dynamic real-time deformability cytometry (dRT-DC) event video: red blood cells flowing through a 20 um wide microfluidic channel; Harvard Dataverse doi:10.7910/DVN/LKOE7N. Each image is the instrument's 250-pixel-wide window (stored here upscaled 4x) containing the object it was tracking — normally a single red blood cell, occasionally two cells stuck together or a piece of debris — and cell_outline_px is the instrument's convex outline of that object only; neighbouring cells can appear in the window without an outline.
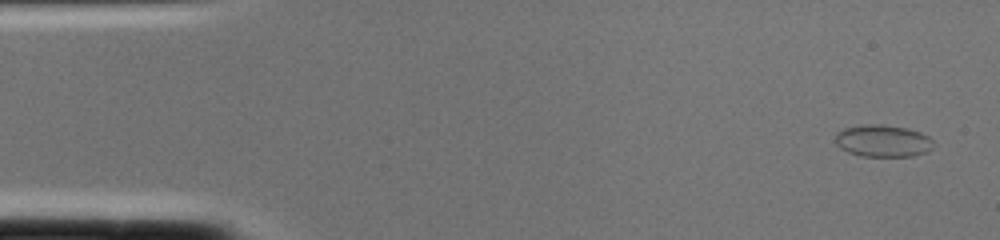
{"species": "common noctule bat (a hibernating species)", "species_latin": "Nyctalus noctula", "temperature_condition": "cold", "stored_images_in_passage": 2, "camera_frame_rate_fps": 3000, "um_per_image_px": 0.085, "animal": {"sex": "female", "body_mass_g": 22.0, "forearm_length_mm": 56.7}, "frame": {"image": 1, "passage_image": 1, "time_ms": 0.0, "image_size_px": [1000, 240], "cell_outline_px": [[936, 144], [932, 148], [924, 152], [912, 156], [860, 156], [848, 152], [840, 148], [836, 144], [836, 132], [844, 128], [864, 124], [880, 124], [904, 128], [920, 132], [928, 136]], "centroid_in_image_um": [75.03, 11.97], "position_along_channel_um": 10.0, "area_um2": 18.32}}
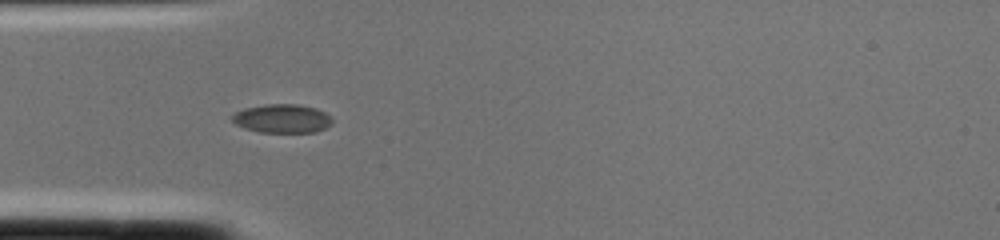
{"frame": {"image": 2, "passage_image": 2, "time_ms": 0.333, "image_size_px": [1000, 240], "cell_outline_px": [[332, 124], [316, 132], [260, 132], [244, 128], [236, 124], [232, 120], [232, 116], [236, 112], [244, 108], [264, 104], [300, 104], [316, 108], [324, 112], [332, 120]], "centroid_in_image_um": [23.98, 10.07], "position_along_channel_um": 61.0, "area_um2": 16.7}}